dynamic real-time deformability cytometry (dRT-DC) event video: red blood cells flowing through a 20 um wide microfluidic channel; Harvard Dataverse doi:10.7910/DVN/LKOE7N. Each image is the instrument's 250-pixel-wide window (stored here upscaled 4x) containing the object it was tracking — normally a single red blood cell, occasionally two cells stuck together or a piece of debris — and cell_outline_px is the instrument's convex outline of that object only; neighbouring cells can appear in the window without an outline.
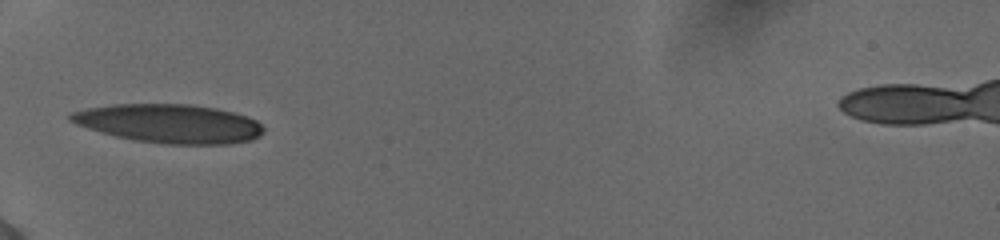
{"species": "human", "species_latin": "Homo sapiens", "temperature_condition": "cold", "stored_images_in_passage": 26, "camera_frame_rate_fps": 3000, "um_per_image_px": 0.085, "donor": {"sex": "female"}, "frame": {"image": 1, "passage_image": 1, "time_ms": 0.0, "image_size_px": [1000, 240], "cell_outline_px": [[264, 132], [260, 136], [252, 140], [228, 144], [164, 144], [132, 140], [100, 132], [76, 124], [68, 120], [68, 116], [72, 112], [88, 108], [112, 104], [188, 104], [216, 108], [232, 112], [256, 120], [264, 128]], "centroid_in_image_um": [14.39, 10.51], "position_along_channel_um": 70.6, "area_um2": 43.64}}
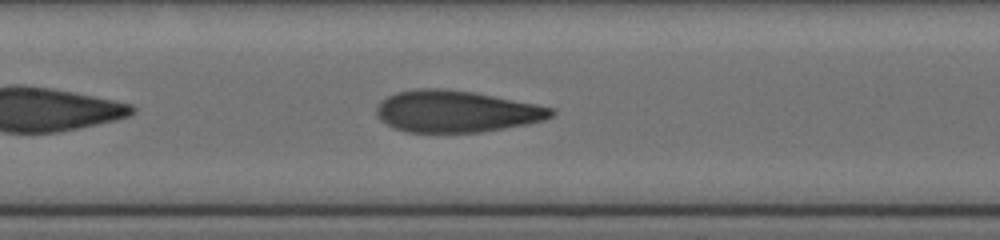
{"frame": {"image": 2, "passage_image": 9, "time_ms": 2.667, "image_size_px": [1000, 240], "cell_outline_px": [[556, 112], [552, 116], [544, 120], [528, 124], [480, 132], [404, 132], [392, 128], [380, 120], [376, 116], [376, 108], [380, 100], [396, 92], [416, 88], [444, 88], [472, 92], [536, 104], [552, 108]], "centroid_in_image_um": [38.72, 9.47], "position_along_channel_um": 168.7, "area_um2": 42.66}}
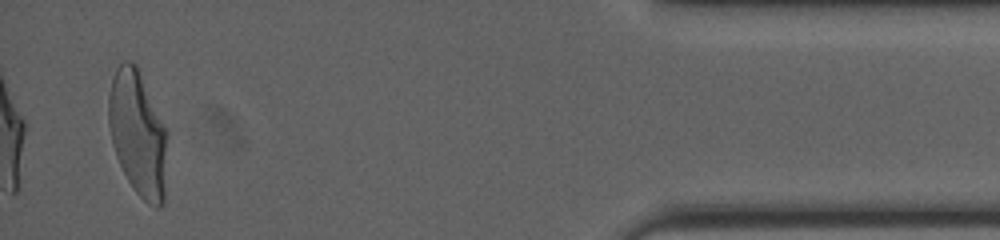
{"frame": {"image": 3, "passage_image": 26, "time_ms": 8.333, "image_size_px": [1000, 240], "cell_outline_px": [[168, 136], [164, 204], [160, 208], [156, 208], [148, 204], [136, 192], [128, 180], [116, 156], [112, 144], [108, 124], [108, 96], [112, 76], [116, 68], [124, 60], [128, 60], [136, 64], [168, 132]], "centroid_in_image_um": [11.73, 11.36], "position_along_channel_um": 423.5, "area_um2": 43.23}, "authors_computed_cell_mechanics": {"area_um2": 42.6853, "velocity_mm_per_s": 3.986, "shape_relaxation_time_tau1_ms": 8.2127, "shape_relaxation_time_tau2_ms": 1.0355, "deformation_change_tau1": 0.3216, "deformation_change_tau2": 0.0937}}